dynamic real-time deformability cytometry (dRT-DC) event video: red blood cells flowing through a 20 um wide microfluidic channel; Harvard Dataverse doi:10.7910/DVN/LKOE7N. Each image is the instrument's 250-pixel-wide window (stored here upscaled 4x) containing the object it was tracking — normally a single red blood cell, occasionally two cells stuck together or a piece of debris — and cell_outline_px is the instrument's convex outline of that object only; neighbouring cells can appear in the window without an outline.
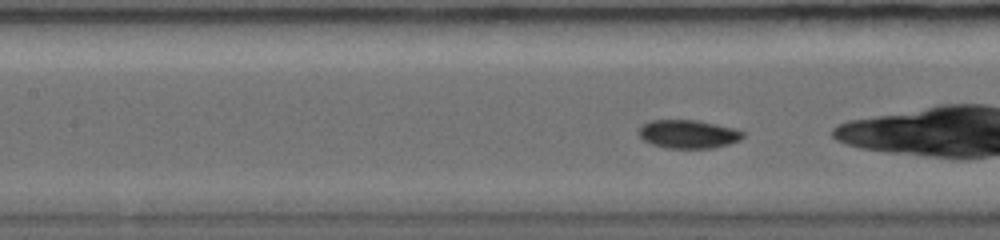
{"species": "common noctule bat (a hibernating species)", "species_latin": "Nyctalus noctula", "temperature_condition": "warm", "stored_images_in_passage": 18, "camera_frame_rate_fps": 5000, "um_per_image_px": 0.085, "animal": {"sex": "female", "body_mass_g": 19.0, "forearm_length_mm": 56.7}, "frame": {"image": 1, "passage_image": 13, "time_ms": 1.6, "image_size_px": [1000, 240], "cell_outline_px": [[744, 136], [740, 140], [728, 144], [712, 148], [668, 148], [652, 144], [644, 140], [636, 132], [648, 120], [696, 120], [736, 128], [744, 132]], "centroid_in_image_um": [58.51, 11.39], "position_along_channel_um": 148.9, "area_um2": 17.28}}